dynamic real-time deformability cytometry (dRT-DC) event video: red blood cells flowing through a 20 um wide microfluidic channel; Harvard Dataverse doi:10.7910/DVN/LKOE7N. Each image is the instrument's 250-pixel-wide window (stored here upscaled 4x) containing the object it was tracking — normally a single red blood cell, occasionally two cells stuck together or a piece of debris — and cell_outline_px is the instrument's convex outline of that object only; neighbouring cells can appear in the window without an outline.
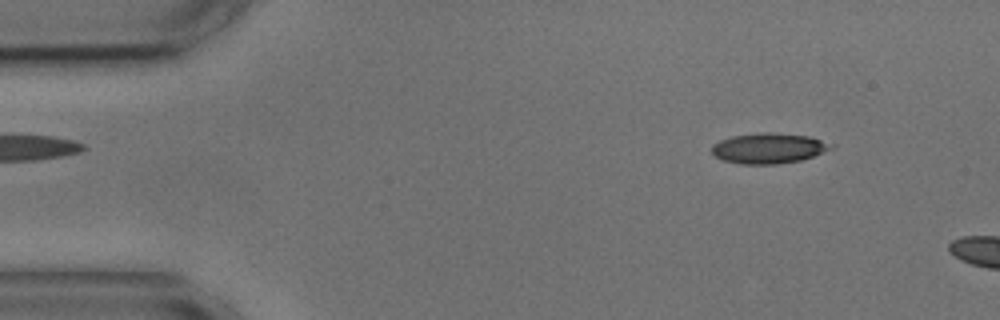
{"species": "common noctule bat (a hibernating species)", "species_latin": "Nyctalus noctula", "temperature_condition": "cold", "stored_images_in_passage": 3, "camera_frame_rate_fps": 3000, "um_per_image_px": 0.085, "animal": {"sex": "male", "body_mass_g": 17.9, "forearm_length_mm": 54.2}, "frame": {"image": 1, "passage_image": 2, "time_ms": 1.333, "image_size_px": [1000, 320], "cell_outline_px": [[836, 144], [832, 148], [812, 156], [800, 160], [776, 164], [740, 164], [724, 160], [716, 156], [712, 152], [712, 144], [720, 140], [732, 136], [760, 132], [772, 132], [808, 136]], "centroid_in_image_um": [65.33, 12.59], "position_along_channel_um": 19.7, "area_um2": 21.04}}